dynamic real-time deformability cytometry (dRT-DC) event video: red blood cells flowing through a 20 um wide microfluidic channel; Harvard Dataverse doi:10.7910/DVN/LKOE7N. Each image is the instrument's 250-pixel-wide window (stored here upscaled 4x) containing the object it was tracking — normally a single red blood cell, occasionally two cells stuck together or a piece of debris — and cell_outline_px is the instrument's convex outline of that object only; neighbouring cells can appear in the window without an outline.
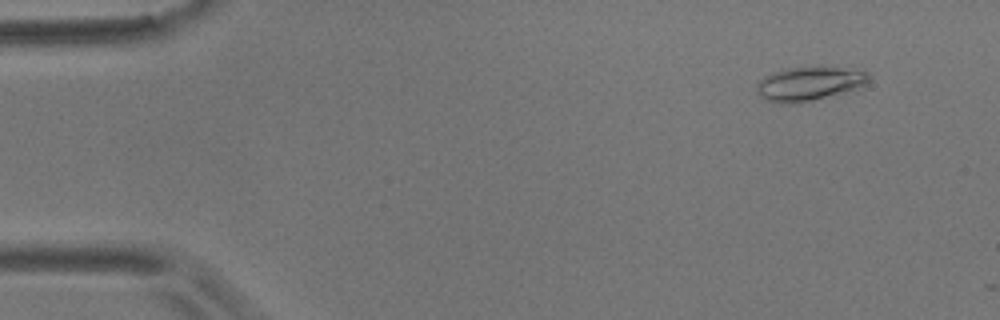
{"species": "common noctule bat (a hibernating species)", "species_latin": "Nyctalus noctula", "temperature_condition": "room temperature", "stored_images_in_passage": 7, "camera_frame_rate_fps": 3000, "um_per_image_px": 0.085, "animal": {"sex": "male", "body_mass_g": 17.9}, "frame": {"image": 1, "passage_image": 5, "time_ms": 1.333, "image_size_px": [1000, 320], "cell_outline_px": [[868, 80], [864, 84], [852, 88], [812, 100], [792, 104], [780, 104], [768, 100], [760, 96], [756, 88], [756, 84], [764, 76], [772, 72], [792, 68], [840, 68], [868, 72]], "centroid_in_image_um": [68.66, 7.12], "position_along_channel_um": 16.3, "area_um2": 21.15}}